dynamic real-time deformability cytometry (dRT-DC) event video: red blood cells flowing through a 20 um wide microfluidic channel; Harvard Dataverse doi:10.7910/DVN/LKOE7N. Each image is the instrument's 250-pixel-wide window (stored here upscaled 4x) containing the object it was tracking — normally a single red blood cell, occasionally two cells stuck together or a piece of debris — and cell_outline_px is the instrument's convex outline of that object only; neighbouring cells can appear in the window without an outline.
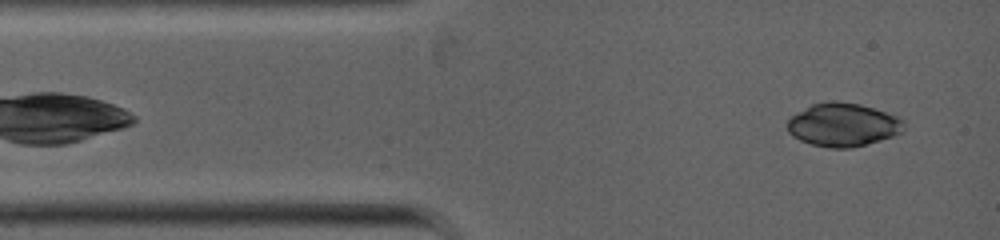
{"species": "common noctule bat (a hibernating species)", "species_latin": "Nyctalus noctula", "temperature_condition": "warm", "stored_images_in_passage": 31, "camera_frame_rate_fps": 5000, "um_per_image_px": 0.085, "animal": {"sex": "female", "body_mass_g": 19.0, "forearm_length_mm": 53.3}, "frame": {"image": 1, "passage_image": 2, "time_ms": 0.4, "image_size_px": [1000, 240], "cell_outline_px": [[904, 128], [900, 132], [892, 136], [880, 140], [852, 148], [828, 148], [812, 144], [800, 140], [792, 136], [788, 132], [788, 120], [792, 116], [812, 104], [828, 100], [836, 100], [860, 104], [900, 116], [904, 120]], "centroid_in_image_um": [71.67, 10.6], "position_along_channel_um": 13.3, "area_um2": 29.54}}
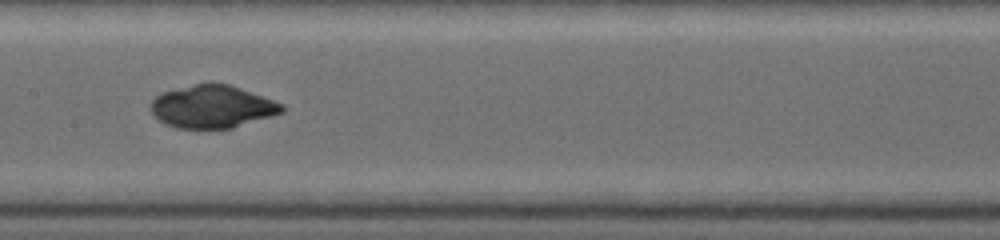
{"frame": {"image": 2, "passage_image": 19, "time_ms": 4.8, "image_size_px": [1000, 240], "cell_outline_px": [[284, 112], [272, 116], [232, 128], [176, 128], [164, 124], [152, 116], [152, 100], [156, 96], [164, 92], [208, 80], [212, 80], [228, 84], [240, 88], [284, 104]], "centroid_in_image_um": [18.04, 9.05], "position_along_channel_um": 189.4, "area_um2": 32.89}}
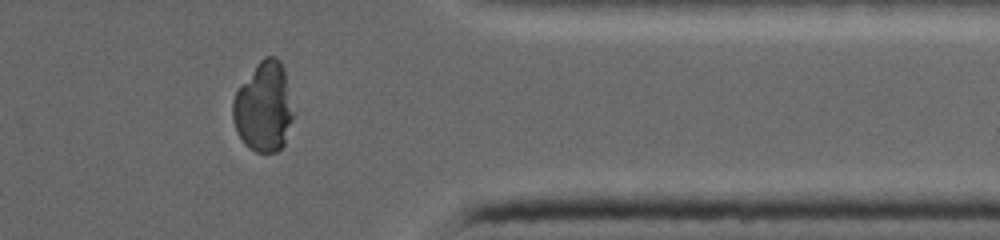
{"frame": {"image": 3, "passage_image": 31, "time_ms": 9.0, "image_size_px": [1000, 240], "cell_outline_px": [[296, 112], [284, 144], [276, 152], [256, 152], [248, 148], [244, 144], [236, 132], [232, 116], [232, 100], [236, 92], [256, 64], [264, 56], [276, 56], [280, 60], [284, 72]], "centroid_in_image_um": [22.43, 9.11], "position_along_channel_um": 389.0, "area_um2": 32.14}}